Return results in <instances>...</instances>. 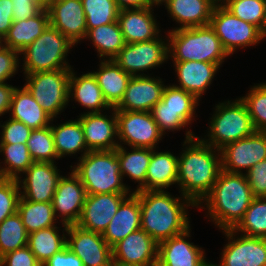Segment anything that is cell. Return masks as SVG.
I'll list each match as a JSON object with an SVG mask.
<instances>
[{"instance_id":"22","label":"cell","mask_w":266,"mask_h":266,"mask_svg":"<svg viewBox=\"0 0 266 266\" xmlns=\"http://www.w3.org/2000/svg\"><path fill=\"white\" fill-rule=\"evenodd\" d=\"M190 230L158 244L159 266H207L204 250L186 240Z\"/></svg>"},{"instance_id":"39","label":"cell","mask_w":266,"mask_h":266,"mask_svg":"<svg viewBox=\"0 0 266 266\" xmlns=\"http://www.w3.org/2000/svg\"><path fill=\"white\" fill-rule=\"evenodd\" d=\"M222 5L237 18L253 24L266 35V0H224Z\"/></svg>"},{"instance_id":"8","label":"cell","mask_w":266,"mask_h":266,"mask_svg":"<svg viewBox=\"0 0 266 266\" xmlns=\"http://www.w3.org/2000/svg\"><path fill=\"white\" fill-rule=\"evenodd\" d=\"M70 74L71 69H59L25 75L24 86L53 119L60 115L69 103Z\"/></svg>"},{"instance_id":"37","label":"cell","mask_w":266,"mask_h":266,"mask_svg":"<svg viewBox=\"0 0 266 266\" xmlns=\"http://www.w3.org/2000/svg\"><path fill=\"white\" fill-rule=\"evenodd\" d=\"M2 152L5 166L1 167L0 165L1 178L17 180L34 163L30 156L27 143L0 144V153Z\"/></svg>"},{"instance_id":"43","label":"cell","mask_w":266,"mask_h":266,"mask_svg":"<svg viewBox=\"0 0 266 266\" xmlns=\"http://www.w3.org/2000/svg\"><path fill=\"white\" fill-rule=\"evenodd\" d=\"M161 100L167 108L182 111V119L188 125L192 123L195 118V108L199 105V100L193 94L169 84L165 86Z\"/></svg>"},{"instance_id":"48","label":"cell","mask_w":266,"mask_h":266,"mask_svg":"<svg viewBox=\"0 0 266 266\" xmlns=\"http://www.w3.org/2000/svg\"><path fill=\"white\" fill-rule=\"evenodd\" d=\"M19 52L0 43V83L13 77L19 69Z\"/></svg>"},{"instance_id":"34","label":"cell","mask_w":266,"mask_h":266,"mask_svg":"<svg viewBox=\"0 0 266 266\" xmlns=\"http://www.w3.org/2000/svg\"><path fill=\"white\" fill-rule=\"evenodd\" d=\"M63 235H59L61 227L51 226L28 234L27 246L30 248L37 261L43 265L55 253L66 247L68 225L63 224Z\"/></svg>"},{"instance_id":"56","label":"cell","mask_w":266,"mask_h":266,"mask_svg":"<svg viewBox=\"0 0 266 266\" xmlns=\"http://www.w3.org/2000/svg\"><path fill=\"white\" fill-rule=\"evenodd\" d=\"M169 0H149V2H150V5H151V7H153V6H160V4H162L163 5V3H164V5L168 2Z\"/></svg>"},{"instance_id":"33","label":"cell","mask_w":266,"mask_h":266,"mask_svg":"<svg viewBox=\"0 0 266 266\" xmlns=\"http://www.w3.org/2000/svg\"><path fill=\"white\" fill-rule=\"evenodd\" d=\"M124 146L116 148L117 157L120 161L121 175L128 176L138 182L137 188L133 192L146 191V173L151 160L152 150L149 148L132 147L128 152Z\"/></svg>"},{"instance_id":"10","label":"cell","mask_w":266,"mask_h":266,"mask_svg":"<svg viewBox=\"0 0 266 266\" xmlns=\"http://www.w3.org/2000/svg\"><path fill=\"white\" fill-rule=\"evenodd\" d=\"M168 59L170 58L167 36L165 39L158 36L150 41L126 43L113 58L116 64L131 76L147 75L141 72L159 67Z\"/></svg>"},{"instance_id":"25","label":"cell","mask_w":266,"mask_h":266,"mask_svg":"<svg viewBox=\"0 0 266 266\" xmlns=\"http://www.w3.org/2000/svg\"><path fill=\"white\" fill-rule=\"evenodd\" d=\"M141 229V210L138 196L132 192L118 207L115 216L102 236L112 248L127 235Z\"/></svg>"},{"instance_id":"44","label":"cell","mask_w":266,"mask_h":266,"mask_svg":"<svg viewBox=\"0 0 266 266\" xmlns=\"http://www.w3.org/2000/svg\"><path fill=\"white\" fill-rule=\"evenodd\" d=\"M240 99L247 107L254 129L266 132V83L254 85Z\"/></svg>"},{"instance_id":"49","label":"cell","mask_w":266,"mask_h":266,"mask_svg":"<svg viewBox=\"0 0 266 266\" xmlns=\"http://www.w3.org/2000/svg\"><path fill=\"white\" fill-rule=\"evenodd\" d=\"M0 266H42L26 245L0 257Z\"/></svg>"},{"instance_id":"58","label":"cell","mask_w":266,"mask_h":266,"mask_svg":"<svg viewBox=\"0 0 266 266\" xmlns=\"http://www.w3.org/2000/svg\"><path fill=\"white\" fill-rule=\"evenodd\" d=\"M213 2H215L216 4H222L224 2V0H212Z\"/></svg>"},{"instance_id":"5","label":"cell","mask_w":266,"mask_h":266,"mask_svg":"<svg viewBox=\"0 0 266 266\" xmlns=\"http://www.w3.org/2000/svg\"><path fill=\"white\" fill-rule=\"evenodd\" d=\"M169 57L173 61H199L222 65L230 56L210 25L169 30Z\"/></svg>"},{"instance_id":"38","label":"cell","mask_w":266,"mask_h":266,"mask_svg":"<svg viewBox=\"0 0 266 266\" xmlns=\"http://www.w3.org/2000/svg\"><path fill=\"white\" fill-rule=\"evenodd\" d=\"M233 230L249 237L266 238V197H255Z\"/></svg>"},{"instance_id":"6","label":"cell","mask_w":266,"mask_h":266,"mask_svg":"<svg viewBox=\"0 0 266 266\" xmlns=\"http://www.w3.org/2000/svg\"><path fill=\"white\" fill-rule=\"evenodd\" d=\"M74 45L66 36L49 24L36 40L20 52V55L23 54L24 57H22L24 59V63H22L24 75L72 69L66 60Z\"/></svg>"},{"instance_id":"23","label":"cell","mask_w":266,"mask_h":266,"mask_svg":"<svg viewBox=\"0 0 266 266\" xmlns=\"http://www.w3.org/2000/svg\"><path fill=\"white\" fill-rule=\"evenodd\" d=\"M153 8L119 10L118 24L126 43L150 41L161 34Z\"/></svg>"},{"instance_id":"41","label":"cell","mask_w":266,"mask_h":266,"mask_svg":"<svg viewBox=\"0 0 266 266\" xmlns=\"http://www.w3.org/2000/svg\"><path fill=\"white\" fill-rule=\"evenodd\" d=\"M30 156L34 162H55L58 158L51 125L33 129L27 141Z\"/></svg>"},{"instance_id":"7","label":"cell","mask_w":266,"mask_h":266,"mask_svg":"<svg viewBox=\"0 0 266 266\" xmlns=\"http://www.w3.org/2000/svg\"><path fill=\"white\" fill-rule=\"evenodd\" d=\"M216 105L208 128L209 139L201 137L204 143L221 150L227 144L244 139L256 131L247 107L240 98Z\"/></svg>"},{"instance_id":"1","label":"cell","mask_w":266,"mask_h":266,"mask_svg":"<svg viewBox=\"0 0 266 266\" xmlns=\"http://www.w3.org/2000/svg\"><path fill=\"white\" fill-rule=\"evenodd\" d=\"M178 156L179 193L196 206L210 192L222 170L220 150L204 143L189 130ZM187 144V145H186ZM217 152V153H216Z\"/></svg>"},{"instance_id":"12","label":"cell","mask_w":266,"mask_h":266,"mask_svg":"<svg viewBox=\"0 0 266 266\" xmlns=\"http://www.w3.org/2000/svg\"><path fill=\"white\" fill-rule=\"evenodd\" d=\"M221 168L228 173H247L254 165L266 159V132L229 143L220 150Z\"/></svg>"},{"instance_id":"45","label":"cell","mask_w":266,"mask_h":266,"mask_svg":"<svg viewBox=\"0 0 266 266\" xmlns=\"http://www.w3.org/2000/svg\"><path fill=\"white\" fill-rule=\"evenodd\" d=\"M20 191L18 180L0 177V223L17 212Z\"/></svg>"},{"instance_id":"2","label":"cell","mask_w":266,"mask_h":266,"mask_svg":"<svg viewBox=\"0 0 266 266\" xmlns=\"http://www.w3.org/2000/svg\"><path fill=\"white\" fill-rule=\"evenodd\" d=\"M134 193L139 198L141 229L158 244L190 228L187 210L190 206H197L189 198L181 194L174 197L167 190Z\"/></svg>"},{"instance_id":"15","label":"cell","mask_w":266,"mask_h":266,"mask_svg":"<svg viewBox=\"0 0 266 266\" xmlns=\"http://www.w3.org/2000/svg\"><path fill=\"white\" fill-rule=\"evenodd\" d=\"M55 162H34L23 174V179H17L21 197L32 202H52L57 184L62 177Z\"/></svg>"},{"instance_id":"51","label":"cell","mask_w":266,"mask_h":266,"mask_svg":"<svg viewBox=\"0 0 266 266\" xmlns=\"http://www.w3.org/2000/svg\"><path fill=\"white\" fill-rule=\"evenodd\" d=\"M13 21L27 20L37 15L46 5L41 0H11Z\"/></svg>"},{"instance_id":"18","label":"cell","mask_w":266,"mask_h":266,"mask_svg":"<svg viewBox=\"0 0 266 266\" xmlns=\"http://www.w3.org/2000/svg\"><path fill=\"white\" fill-rule=\"evenodd\" d=\"M165 86L160 77L132 76L121 102L114 109L150 112L161 101Z\"/></svg>"},{"instance_id":"53","label":"cell","mask_w":266,"mask_h":266,"mask_svg":"<svg viewBox=\"0 0 266 266\" xmlns=\"http://www.w3.org/2000/svg\"><path fill=\"white\" fill-rule=\"evenodd\" d=\"M13 2L11 0H0V41L8 33L13 23Z\"/></svg>"},{"instance_id":"42","label":"cell","mask_w":266,"mask_h":266,"mask_svg":"<svg viewBox=\"0 0 266 266\" xmlns=\"http://www.w3.org/2000/svg\"><path fill=\"white\" fill-rule=\"evenodd\" d=\"M86 15L87 32L117 21L119 9L115 0H81Z\"/></svg>"},{"instance_id":"3","label":"cell","mask_w":266,"mask_h":266,"mask_svg":"<svg viewBox=\"0 0 266 266\" xmlns=\"http://www.w3.org/2000/svg\"><path fill=\"white\" fill-rule=\"evenodd\" d=\"M254 198L245 173H228L221 170L212 189L196 208L206 207L204 210H208L209 219L219 229H233L243 218Z\"/></svg>"},{"instance_id":"59","label":"cell","mask_w":266,"mask_h":266,"mask_svg":"<svg viewBox=\"0 0 266 266\" xmlns=\"http://www.w3.org/2000/svg\"><path fill=\"white\" fill-rule=\"evenodd\" d=\"M207 266H217V264H213V263H208Z\"/></svg>"},{"instance_id":"35","label":"cell","mask_w":266,"mask_h":266,"mask_svg":"<svg viewBox=\"0 0 266 266\" xmlns=\"http://www.w3.org/2000/svg\"><path fill=\"white\" fill-rule=\"evenodd\" d=\"M87 38L92 40L100 60L113 59L126 45L118 21L90 29Z\"/></svg>"},{"instance_id":"13","label":"cell","mask_w":266,"mask_h":266,"mask_svg":"<svg viewBox=\"0 0 266 266\" xmlns=\"http://www.w3.org/2000/svg\"><path fill=\"white\" fill-rule=\"evenodd\" d=\"M66 233V246L82 260L84 266H112V248L102 234L77 224L68 225Z\"/></svg>"},{"instance_id":"20","label":"cell","mask_w":266,"mask_h":266,"mask_svg":"<svg viewBox=\"0 0 266 266\" xmlns=\"http://www.w3.org/2000/svg\"><path fill=\"white\" fill-rule=\"evenodd\" d=\"M128 195L130 194L86 195L81 216L76 224L86 230L103 234L121 202Z\"/></svg>"},{"instance_id":"31","label":"cell","mask_w":266,"mask_h":266,"mask_svg":"<svg viewBox=\"0 0 266 266\" xmlns=\"http://www.w3.org/2000/svg\"><path fill=\"white\" fill-rule=\"evenodd\" d=\"M152 150L151 160L146 173V191L164 190L177 184L178 156L170 151Z\"/></svg>"},{"instance_id":"27","label":"cell","mask_w":266,"mask_h":266,"mask_svg":"<svg viewBox=\"0 0 266 266\" xmlns=\"http://www.w3.org/2000/svg\"><path fill=\"white\" fill-rule=\"evenodd\" d=\"M68 97L69 101L75 100L85 109L90 110L86 113H101L103 110H111V107L103 97L100 86L91 72L78 77L74 70L71 69Z\"/></svg>"},{"instance_id":"46","label":"cell","mask_w":266,"mask_h":266,"mask_svg":"<svg viewBox=\"0 0 266 266\" xmlns=\"http://www.w3.org/2000/svg\"><path fill=\"white\" fill-rule=\"evenodd\" d=\"M150 112L163 135H165L166 131H178L188 125L182 119V111H174L167 108L162 100L159 101Z\"/></svg>"},{"instance_id":"36","label":"cell","mask_w":266,"mask_h":266,"mask_svg":"<svg viewBox=\"0 0 266 266\" xmlns=\"http://www.w3.org/2000/svg\"><path fill=\"white\" fill-rule=\"evenodd\" d=\"M17 212L20 214L28 234L56 226L57 218L52 202H32L20 197Z\"/></svg>"},{"instance_id":"29","label":"cell","mask_w":266,"mask_h":266,"mask_svg":"<svg viewBox=\"0 0 266 266\" xmlns=\"http://www.w3.org/2000/svg\"><path fill=\"white\" fill-rule=\"evenodd\" d=\"M49 24V13L45 6L37 15L27 20L13 21L0 43L20 53L36 40Z\"/></svg>"},{"instance_id":"30","label":"cell","mask_w":266,"mask_h":266,"mask_svg":"<svg viewBox=\"0 0 266 266\" xmlns=\"http://www.w3.org/2000/svg\"><path fill=\"white\" fill-rule=\"evenodd\" d=\"M100 61L99 69L91 73L108 105L115 108L121 102L132 76L124 72L113 59Z\"/></svg>"},{"instance_id":"54","label":"cell","mask_w":266,"mask_h":266,"mask_svg":"<svg viewBox=\"0 0 266 266\" xmlns=\"http://www.w3.org/2000/svg\"><path fill=\"white\" fill-rule=\"evenodd\" d=\"M15 88V86L7 84L6 82L0 83V116L9 112Z\"/></svg>"},{"instance_id":"21","label":"cell","mask_w":266,"mask_h":266,"mask_svg":"<svg viewBox=\"0 0 266 266\" xmlns=\"http://www.w3.org/2000/svg\"><path fill=\"white\" fill-rule=\"evenodd\" d=\"M112 115L101 113H81L78 116L84 131V139L89 151L115 150L117 140L116 110L111 108ZM109 117V118H108ZM117 141H116V140Z\"/></svg>"},{"instance_id":"9","label":"cell","mask_w":266,"mask_h":266,"mask_svg":"<svg viewBox=\"0 0 266 266\" xmlns=\"http://www.w3.org/2000/svg\"><path fill=\"white\" fill-rule=\"evenodd\" d=\"M209 25L229 55L238 48L254 46L266 37L258 27L237 18L222 4L215 5Z\"/></svg>"},{"instance_id":"11","label":"cell","mask_w":266,"mask_h":266,"mask_svg":"<svg viewBox=\"0 0 266 266\" xmlns=\"http://www.w3.org/2000/svg\"><path fill=\"white\" fill-rule=\"evenodd\" d=\"M116 119L119 146L155 149L163 139L151 112L116 110Z\"/></svg>"},{"instance_id":"55","label":"cell","mask_w":266,"mask_h":266,"mask_svg":"<svg viewBox=\"0 0 266 266\" xmlns=\"http://www.w3.org/2000/svg\"><path fill=\"white\" fill-rule=\"evenodd\" d=\"M119 10L151 7L149 0H115Z\"/></svg>"},{"instance_id":"4","label":"cell","mask_w":266,"mask_h":266,"mask_svg":"<svg viewBox=\"0 0 266 266\" xmlns=\"http://www.w3.org/2000/svg\"><path fill=\"white\" fill-rule=\"evenodd\" d=\"M78 158L77 165L70 168L80 178L87 195L132 193L123 183L116 149L89 151Z\"/></svg>"},{"instance_id":"17","label":"cell","mask_w":266,"mask_h":266,"mask_svg":"<svg viewBox=\"0 0 266 266\" xmlns=\"http://www.w3.org/2000/svg\"><path fill=\"white\" fill-rule=\"evenodd\" d=\"M86 195L85 187L73 171L68 176H62L52 200L55 217L61 218L62 224H76L81 216Z\"/></svg>"},{"instance_id":"24","label":"cell","mask_w":266,"mask_h":266,"mask_svg":"<svg viewBox=\"0 0 266 266\" xmlns=\"http://www.w3.org/2000/svg\"><path fill=\"white\" fill-rule=\"evenodd\" d=\"M178 85L173 86L193 94L199 101L207 88L212 84L220 66L215 63L199 61H173Z\"/></svg>"},{"instance_id":"50","label":"cell","mask_w":266,"mask_h":266,"mask_svg":"<svg viewBox=\"0 0 266 266\" xmlns=\"http://www.w3.org/2000/svg\"><path fill=\"white\" fill-rule=\"evenodd\" d=\"M254 197H266V159L245 173Z\"/></svg>"},{"instance_id":"32","label":"cell","mask_w":266,"mask_h":266,"mask_svg":"<svg viewBox=\"0 0 266 266\" xmlns=\"http://www.w3.org/2000/svg\"><path fill=\"white\" fill-rule=\"evenodd\" d=\"M52 124V135L59 159L66 155L72 156V154H76L79 151L83 152L81 154V157H83L89 152L84 139L83 127L78 118L68 120L58 126Z\"/></svg>"},{"instance_id":"60","label":"cell","mask_w":266,"mask_h":266,"mask_svg":"<svg viewBox=\"0 0 266 266\" xmlns=\"http://www.w3.org/2000/svg\"><path fill=\"white\" fill-rule=\"evenodd\" d=\"M45 5L50 1V0H41Z\"/></svg>"},{"instance_id":"57","label":"cell","mask_w":266,"mask_h":266,"mask_svg":"<svg viewBox=\"0 0 266 266\" xmlns=\"http://www.w3.org/2000/svg\"><path fill=\"white\" fill-rule=\"evenodd\" d=\"M112 266H159L158 263L149 265H134V264H112Z\"/></svg>"},{"instance_id":"28","label":"cell","mask_w":266,"mask_h":266,"mask_svg":"<svg viewBox=\"0 0 266 266\" xmlns=\"http://www.w3.org/2000/svg\"><path fill=\"white\" fill-rule=\"evenodd\" d=\"M9 112H11V119L23 122L32 130L47 127L54 120L37 103L25 86L21 89L15 88Z\"/></svg>"},{"instance_id":"47","label":"cell","mask_w":266,"mask_h":266,"mask_svg":"<svg viewBox=\"0 0 266 266\" xmlns=\"http://www.w3.org/2000/svg\"><path fill=\"white\" fill-rule=\"evenodd\" d=\"M0 127L2 128L0 144L27 143L32 131L23 122L11 118L2 125L0 123Z\"/></svg>"},{"instance_id":"26","label":"cell","mask_w":266,"mask_h":266,"mask_svg":"<svg viewBox=\"0 0 266 266\" xmlns=\"http://www.w3.org/2000/svg\"><path fill=\"white\" fill-rule=\"evenodd\" d=\"M216 3L212 0H169L165 8L180 27L172 30L209 25Z\"/></svg>"},{"instance_id":"16","label":"cell","mask_w":266,"mask_h":266,"mask_svg":"<svg viewBox=\"0 0 266 266\" xmlns=\"http://www.w3.org/2000/svg\"><path fill=\"white\" fill-rule=\"evenodd\" d=\"M50 25L73 44L86 39V15L81 0H50L46 4Z\"/></svg>"},{"instance_id":"40","label":"cell","mask_w":266,"mask_h":266,"mask_svg":"<svg viewBox=\"0 0 266 266\" xmlns=\"http://www.w3.org/2000/svg\"><path fill=\"white\" fill-rule=\"evenodd\" d=\"M28 233L18 212L0 223V257L27 245Z\"/></svg>"},{"instance_id":"52","label":"cell","mask_w":266,"mask_h":266,"mask_svg":"<svg viewBox=\"0 0 266 266\" xmlns=\"http://www.w3.org/2000/svg\"><path fill=\"white\" fill-rule=\"evenodd\" d=\"M42 266H84L82 260L67 246L55 253Z\"/></svg>"},{"instance_id":"14","label":"cell","mask_w":266,"mask_h":266,"mask_svg":"<svg viewBox=\"0 0 266 266\" xmlns=\"http://www.w3.org/2000/svg\"><path fill=\"white\" fill-rule=\"evenodd\" d=\"M222 232L228 243L221 252L220 265L217 266H266V238L242 234L239 237L233 229Z\"/></svg>"},{"instance_id":"19","label":"cell","mask_w":266,"mask_h":266,"mask_svg":"<svg viewBox=\"0 0 266 266\" xmlns=\"http://www.w3.org/2000/svg\"><path fill=\"white\" fill-rule=\"evenodd\" d=\"M112 264L149 265L158 263V243L139 229L112 247Z\"/></svg>"}]
</instances>
